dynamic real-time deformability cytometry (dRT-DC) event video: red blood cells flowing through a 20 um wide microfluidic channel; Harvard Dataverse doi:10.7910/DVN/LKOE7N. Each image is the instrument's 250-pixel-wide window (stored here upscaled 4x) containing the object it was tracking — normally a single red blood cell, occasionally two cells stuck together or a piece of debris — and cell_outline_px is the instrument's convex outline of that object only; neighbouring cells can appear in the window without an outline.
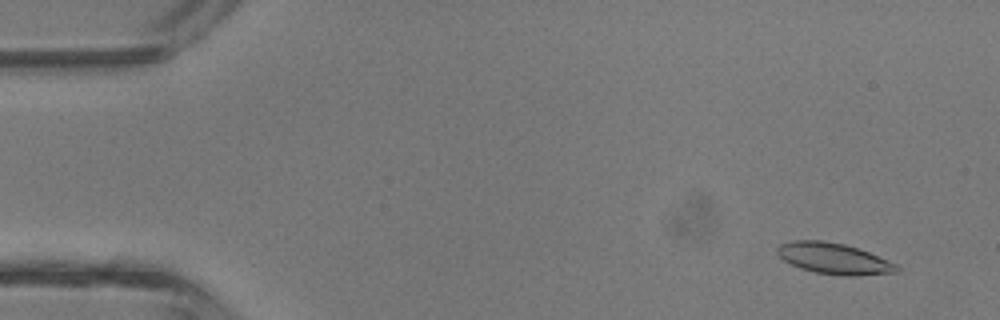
{"species": "common noctule bat (a hibernating species)", "species_latin": "Nyctalus noctula", "temperature_condition": "room temperature", "stored_images_in_passage": 3, "camera_frame_rate_fps": 3000, "um_per_image_px": 0.085, "animal": {"sex": "male", "body_mass_g": 13.3}, "frame": {"image": 1, "passage_image": 1, "time_ms": 0.0, "image_size_px": [1000, 320], "cell_outline_px": [[900, 272], [856, 276], [844, 276], [816, 272], [800, 268], [784, 260], [776, 252], [776, 248], [780, 244], [792, 240], [824, 240], [844, 244], [868, 252], [896, 264], [900, 268]], "centroid_in_image_um": [70.88, 21.98], "position_along_channel_um": 14.1, "area_um2": 21.56}}